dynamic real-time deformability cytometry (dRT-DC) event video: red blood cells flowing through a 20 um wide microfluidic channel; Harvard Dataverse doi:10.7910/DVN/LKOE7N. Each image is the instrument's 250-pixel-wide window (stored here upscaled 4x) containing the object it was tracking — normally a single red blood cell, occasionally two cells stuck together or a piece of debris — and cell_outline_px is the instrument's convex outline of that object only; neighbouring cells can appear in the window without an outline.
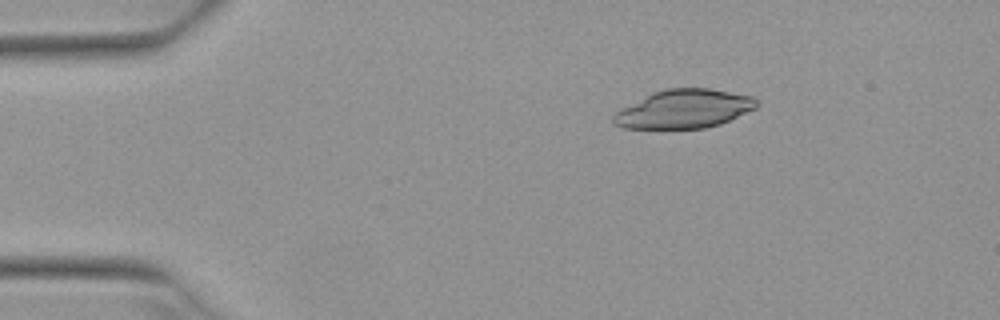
{"species": "Egyptian fruit bat (a non-hibernating species)", "species_latin": "Rousettus aegyptiacus", "temperature_condition": "warm", "stored_images_in_passage": 2, "camera_frame_rate_fps": 3000, "um_per_image_px": 0.085, "animal": {"sex": "female"}, "frame": {"image": 1, "passage_image": 2, "time_ms": 0.333, "image_size_px": [1000, 320], "cell_outline_px": [[760, 104], [756, 108], [720, 124], [704, 128], [624, 128], [612, 124], [612, 116], [616, 112], [652, 92], [664, 88], [708, 88], [752, 96]], "centroid_in_image_um": [58.14, 9.26], "position_along_channel_um": 26.9, "area_um2": 32.08}}